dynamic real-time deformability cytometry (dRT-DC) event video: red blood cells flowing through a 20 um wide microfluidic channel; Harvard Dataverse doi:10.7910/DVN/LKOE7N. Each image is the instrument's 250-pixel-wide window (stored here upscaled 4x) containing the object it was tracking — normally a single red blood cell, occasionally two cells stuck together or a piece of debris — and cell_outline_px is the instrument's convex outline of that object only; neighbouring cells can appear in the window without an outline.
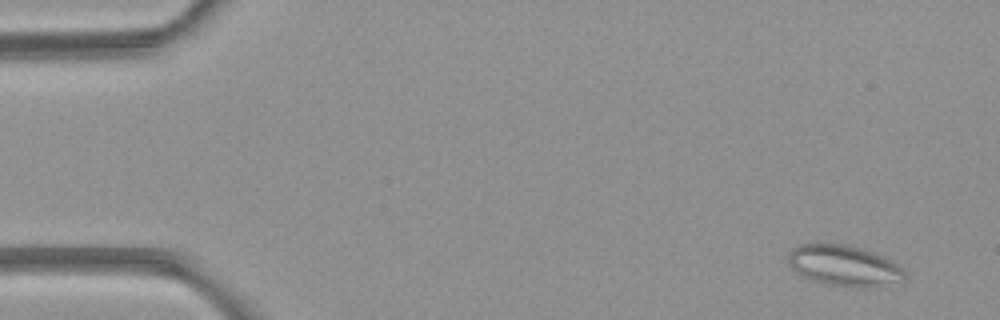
{"species": "common noctule bat (a hibernating species)", "species_latin": "Nyctalus noctula", "temperature_condition": "room temperature", "stored_images_in_passage": 6, "camera_frame_rate_fps": 3000, "um_per_image_px": 0.085, "animal": {"sex": "female", "body_mass_g": 21.9}, "frame": {"image": 1, "passage_image": 2, "time_ms": 1.0, "image_size_px": [1000, 320], "cell_outline_px": [[908, 280], [876, 288], [844, 288], [812, 280], [800, 276], [788, 264], [788, 252], [792, 248], [808, 240], [816, 240], [848, 244], [884, 256], [892, 260], [904, 272]], "centroid_in_image_um": [71.71, 22.56], "position_along_channel_um": 13.3, "area_um2": 29.19}}
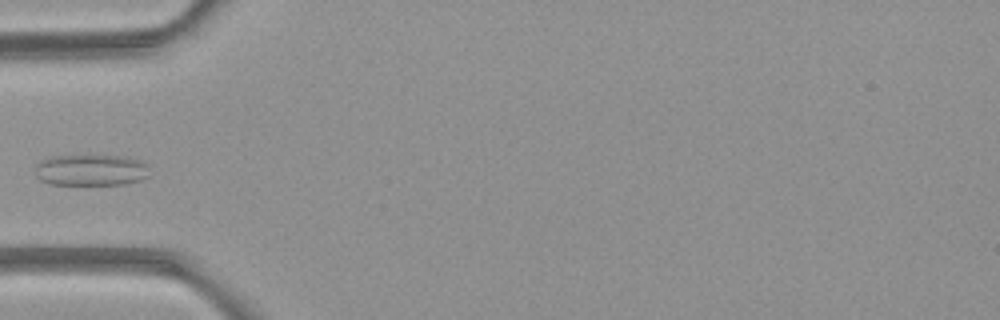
{"frame": {"image": 2, "passage_image": 6, "time_ms": 5.667, "image_size_px": [1000, 320], "cell_outline_px": [[148, 176], [144, 180], [124, 184], [48, 184], [40, 180], [36, 176], [36, 164], [40, 160], [48, 156], [128, 156], [144, 160], [148, 164]], "centroid_in_image_um": [7.77, 14.45], "position_along_channel_um": 77.2, "area_um2": 21.21}}